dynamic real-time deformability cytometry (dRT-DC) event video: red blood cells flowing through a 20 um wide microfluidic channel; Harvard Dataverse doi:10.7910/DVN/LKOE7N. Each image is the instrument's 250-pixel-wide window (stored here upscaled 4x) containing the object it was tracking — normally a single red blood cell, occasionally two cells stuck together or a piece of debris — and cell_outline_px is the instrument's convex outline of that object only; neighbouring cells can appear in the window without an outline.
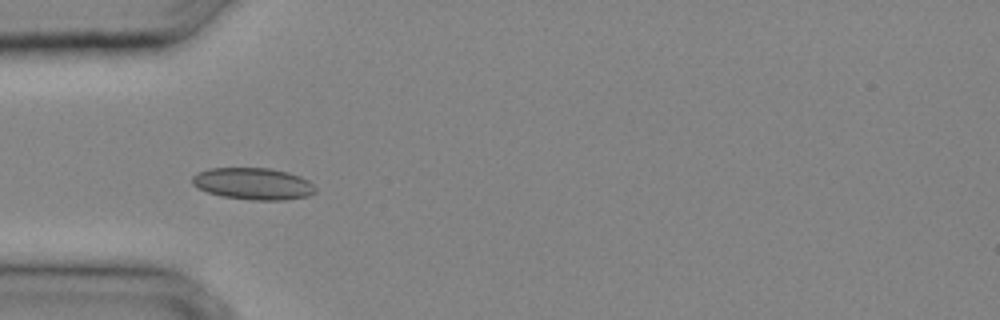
{"species": "common noctule bat (a hibernating species)", "species_latin": "Nyctalus noctula", "temperature_condition": "cold", "stored_images_in_passage": 31, "camera_frame_rate_fps": 3000, "um_per_image_px": 0.085, "animal": {"sex": "male", "body_mass_g": 20.4}, "frame": {"image": 1, "passage_image": 10, "time_ms": 3.0, "image_size_px": [1000, 320], "cell_outline_px": [[316, 192], [308, 196], [284, 200], [252, 200], [220, 196], [208, 192], [192, 184], [192, 176], [208, 168], [272, 168], [288, 172], [300, 176], [308, 180], [316, 188]], "centroid_in_image_um": [21.54, 15.61], "position_along_channel_um": 63.5, "area_um2": 22.89}}
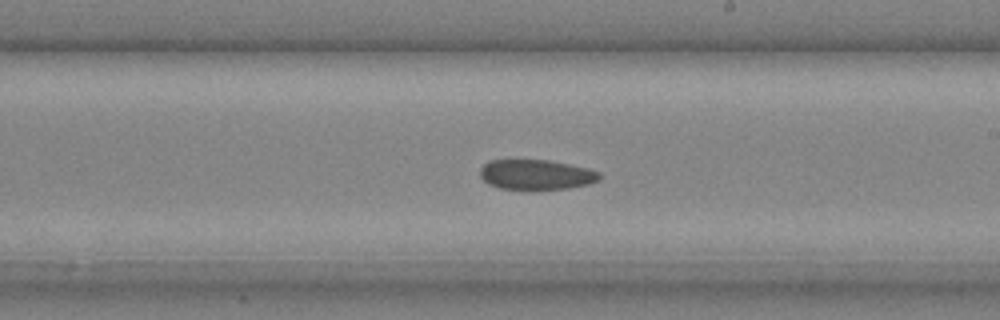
{"frame": {"image": 2, "passage_image": 19, "time_ms": 6.0, "image_size_px": [1000, 320], "cell_outline_px": [[600, 180], [588, 184], [568, 188], [500, 188], [488, 184], [480, 176], [480, 168], [488, 160], [548, 160], [588, 168], [600, 172]], "centroid_in_image_um": [45.57, 14.82], "position_along_channel_um": 243.4, "area_um2": 20.58}}
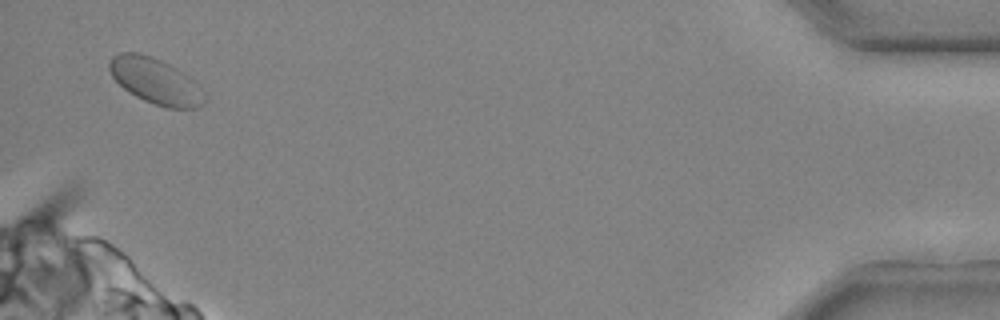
{"frame": {"image": 3, "passage_image": 31, "time_ms": 10.0, "image_size_px": [1000, 320], "cell_outline_px": [[208, 100], [204, 104], [196, 108], [168, 108], [144, 100], [128, 92], [112, 76], [108, 68], [108, 64], [112, 56], [120, 52], [140, 52], [152, 56], [168, 64], [180, 72], [204, 92], [208, 96]], "centroid_in_image_um": [13.19, 6.89], "position_along_channel_um": 422.0, "area_um2": 25.03}}